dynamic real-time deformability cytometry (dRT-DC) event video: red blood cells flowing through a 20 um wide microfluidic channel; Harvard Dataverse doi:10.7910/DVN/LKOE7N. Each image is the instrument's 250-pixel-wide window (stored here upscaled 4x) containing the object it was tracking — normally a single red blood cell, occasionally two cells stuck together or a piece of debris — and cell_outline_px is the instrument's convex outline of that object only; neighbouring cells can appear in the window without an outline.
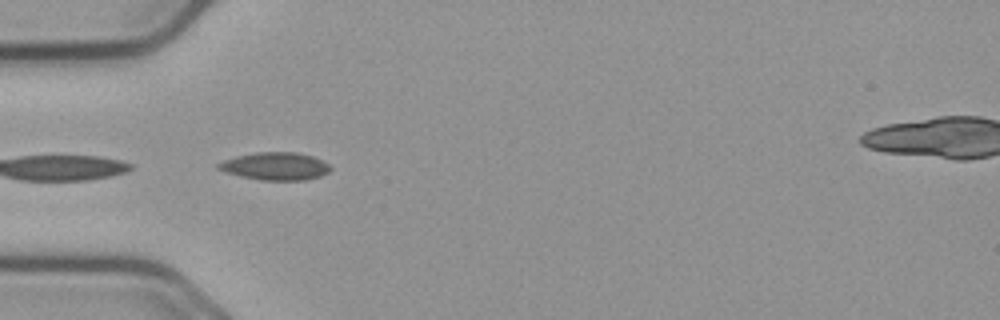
{"species": "common noctule bat (a hibernating species)", "species_latin": "Nyctalus noctula", "temperature_condition": "cold", "stored_images_in_passage": 7, "camera_frame_rate_fps": 3000, "um_per_image_px": 0.085, "animal": {"sex": "male", "body_mass_g": 23.1, "forearm_length_mm": 52.7}, "frame": {"image": 1, "passage_image": 1, "time_ms": 0.0, "image_size_px": [1000, 320], "cell_outline_px": [[332, 168], [328, 172], [320, 176], [304, 180], [260, 180], [240, 176], [216, 168], [216, 164], [224, 160], [236, 156], [256, 152], [296, 152], [312, 156], [328, 164]], "centroid_in_image_um": [23.39, 14.12], "position_along_channel_um": 61.6, "area_um2": 17.98}}